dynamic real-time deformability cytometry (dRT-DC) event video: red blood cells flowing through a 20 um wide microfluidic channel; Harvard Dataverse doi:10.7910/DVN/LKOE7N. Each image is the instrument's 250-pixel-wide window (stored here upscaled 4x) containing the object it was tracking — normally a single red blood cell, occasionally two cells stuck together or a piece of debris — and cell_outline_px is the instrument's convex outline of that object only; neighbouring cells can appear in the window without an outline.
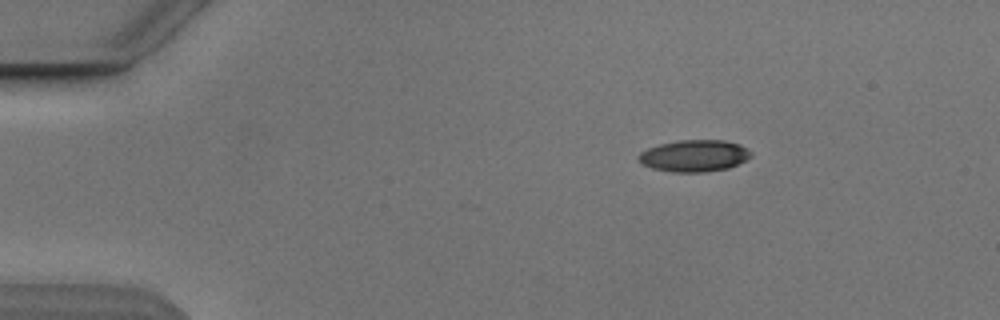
{"species": "Egyptian fruit bat (a non-hibernating species)", "species_latin": "Rousettus aegyptiacus", "temperature_condition": "cold", "stored_images_in_passage": 3, "camera_frame_rate_fps": 3000, "um_per_image_px": 0.085, "animal": {"sex": "male"}, "frame": {"image": 1, "passage_image": 1, "time_ms": 0.0, "image_size_px": [1000, 320], "cell_outline_px": [[752, 156], [728, 168], [704, 172], [672, 172], [652, 168], [644, 164], [636, 156], [640, 152], [648, 148], [660, 144], [680, 140], [724, 140], [740, 144], [748, 148], [752, 152]], "centroid_in_image_um": [59.03, 13.23], "position_along_channel_um": 26.0, "area_um2": 20.75}}